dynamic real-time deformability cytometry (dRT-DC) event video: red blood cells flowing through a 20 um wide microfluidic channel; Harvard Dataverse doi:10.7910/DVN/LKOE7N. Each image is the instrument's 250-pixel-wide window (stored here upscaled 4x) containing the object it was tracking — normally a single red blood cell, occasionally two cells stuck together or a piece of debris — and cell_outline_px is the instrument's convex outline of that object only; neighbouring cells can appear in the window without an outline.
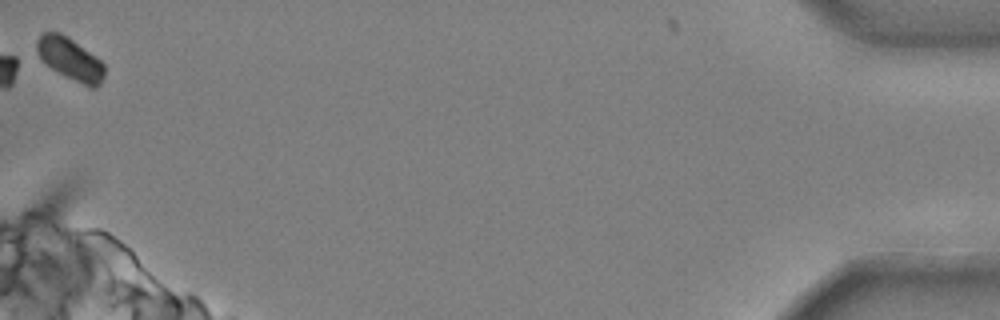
{"species": "common noctule bat (a hibernating species)", "species_latin": "Nyctalus noctula", "temperature_condition": "cold", "stored_images_in_passage": 51, "camera_frame_rate_fps": 3000, "um_per_image_px": 0.085, "animal": {"sex": "male", "body_mass_g": 20.4}, "frame": {"image": 1, "passage_image": 51, "time_ms": 16.667, "image_size_px": [1000, 320], "cell_outline_px": [[104, 76], [100, 84], [96, 88], [88, 88], [52, 68], [40, 60], [36, 52], [36, 40], [44, 32], [60, 32], [96, 56], [104, 64]], "centroid_in_image_um": [5.96, 5.02], "position_along_channel_um": 429.2, "area_um2": 16.65}, "authors_computed_cell_mechanics": {"area_um2": 19.652, "velocity_mm_per_s": 3.6954, "shape_relaxation_time_tau1_ms": 4.7282, "shape_relaxation_time_tau2_ms": null, "deformation_change_tau1": 0.076, "deformation_change_tau2": null}}